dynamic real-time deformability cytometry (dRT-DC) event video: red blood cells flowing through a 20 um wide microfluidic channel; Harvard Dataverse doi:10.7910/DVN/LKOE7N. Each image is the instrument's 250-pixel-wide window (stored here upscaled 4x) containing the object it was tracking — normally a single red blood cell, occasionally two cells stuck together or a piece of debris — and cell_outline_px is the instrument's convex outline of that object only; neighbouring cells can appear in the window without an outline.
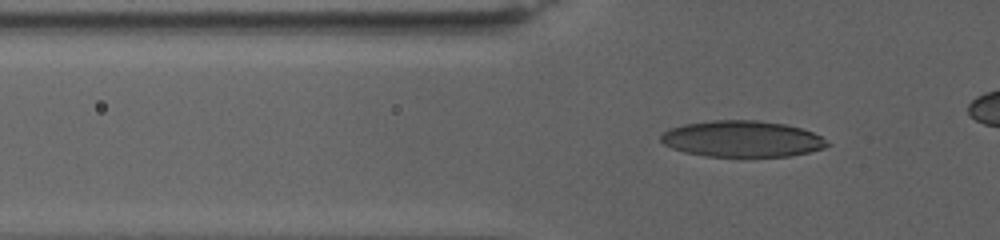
{"species": "human", "species_latin": "Homo sapiens", "temperature_condition": "warm", "stored_images_in_passage": 72, "camera_frame_rate_fps": 3000, "um_per_image_px": 0.085, "donor": {"sex": "female"}, "frame": {"image": 1, "passage_image": 29, "time_ms": 9.333, "image_size_px": [1000, 240], "cell_outline_px": [[832, 144], [824, 148], [808, 152], [788, 156], [704, 156], [684, 152], [672, 148], [664, 144], [660, 140], [660, 136], [668, 128], [684, 124], [712, 120], [756, 120], [784, 124], [800, 128], [812, 132], [820, 136]], "centroid_in_image_um": [63.05, 11.8], "position_along_channel_um": 62.7, "area_um2": 35.08}}
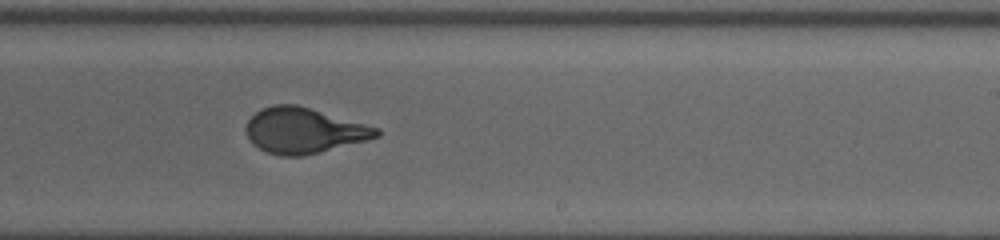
{"frame": {"image": 2, "passage_image": 52, "time_ms": 17.0, "image_size_px": [1000, 240], "cell_outline_px": [[380, 136], [320, 152], [304, 156], [280, 156], [264, 152], [252, 144], [244, 128], [248, 120], [260, 108], [272, 104], [296, 104], [380, 128]], "centroid_in_image_um": [25.78, 11.1], "position_along_channel_um": 263.2, "area_um2": 34.68}}
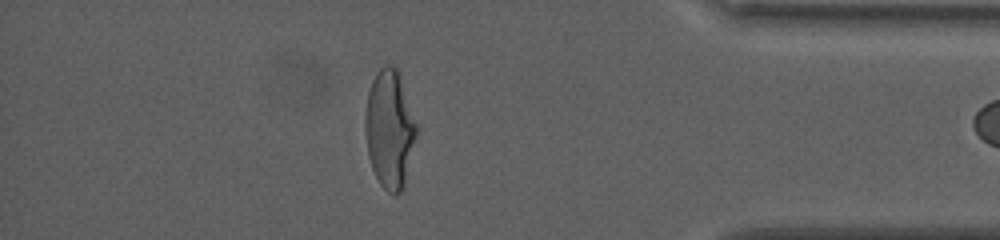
{"frame": {"image": 3, "passage_image": 70, "time_ms": 23.0, "image_size_px": [1000, 240], "cell_outline_px": [[416, 136], [404, 184], [400, 192], [396, 196], [392, 196], [380, 184], [372, 168], [368, 156], [364, 128], [364, 116], [368, 92], [372, 80], [376, 72], [384, 64], [392, 64], [400, 72], [416, 124]], "centroid_in_image_um": [33.09, 10.94], "position_along_channel_um": 402.1, "area_um2": 35.43}}